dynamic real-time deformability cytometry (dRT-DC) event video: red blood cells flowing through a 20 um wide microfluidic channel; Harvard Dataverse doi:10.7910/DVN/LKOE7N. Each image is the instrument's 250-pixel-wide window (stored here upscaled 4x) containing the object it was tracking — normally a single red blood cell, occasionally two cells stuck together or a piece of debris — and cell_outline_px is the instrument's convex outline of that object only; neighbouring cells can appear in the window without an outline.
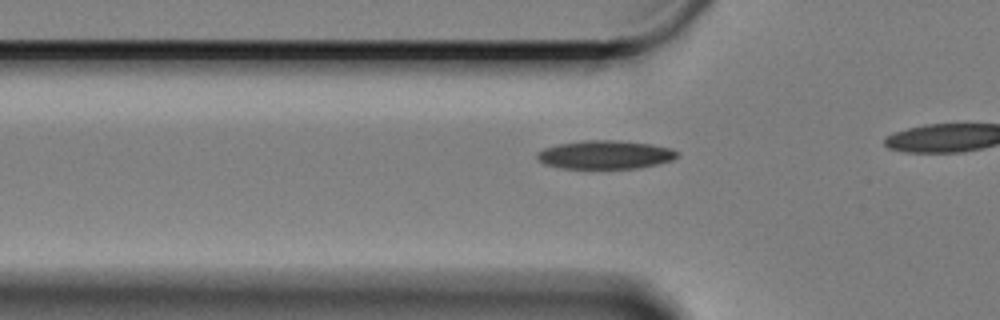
{"species": "Egyptian fruit bat (a non-hibernating species)", "species_latin": "Rousettus aegyptiacus", "temperature_condition": "cold", "stored_images_in_passage": 14, "camera_frame_rate_fps": 3000, "um_per_image_px": 0.085, "animal": {"sex": "female"}, "frame": {"image": 1, "passage_image": 8, "time_ms": 2.333, "image_size_px": [1000, 320], "cell_outline_px": [[680, 156], [672, 160], [656, 164], [636, 168], [560, 168], [544, 164], [536, 156], [536, 152], [544, 148], [556, 144], [584, 140], [616, 140], [652, 144], [672, 148], [680, 152]], "centroid_in_image_um": [51.45, 13.14], "position_along_channel_um": 74.3, "area_um2": 23.41}}
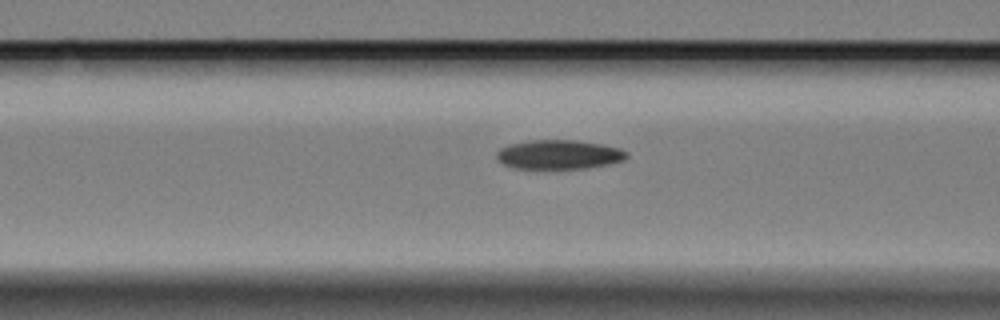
{"frame": {"image": 2, "passage_image": 12, "time_ms": 3.667, "image_size_px": [1000, 320], "cell_outline_px": [[628, 156], [624, 160], [608, 164], [588, 168], [516, 168], [504, 164], [496, 156], [496, 152], [500, 148], [508, 144], [528, 140], [572, 140], [600, 144], [620, 148], [628, 152]], "centroid_in_image_um": [47.51, 13.13], "position_along_channel_um": 119.1, "area_um2": 22.02}}